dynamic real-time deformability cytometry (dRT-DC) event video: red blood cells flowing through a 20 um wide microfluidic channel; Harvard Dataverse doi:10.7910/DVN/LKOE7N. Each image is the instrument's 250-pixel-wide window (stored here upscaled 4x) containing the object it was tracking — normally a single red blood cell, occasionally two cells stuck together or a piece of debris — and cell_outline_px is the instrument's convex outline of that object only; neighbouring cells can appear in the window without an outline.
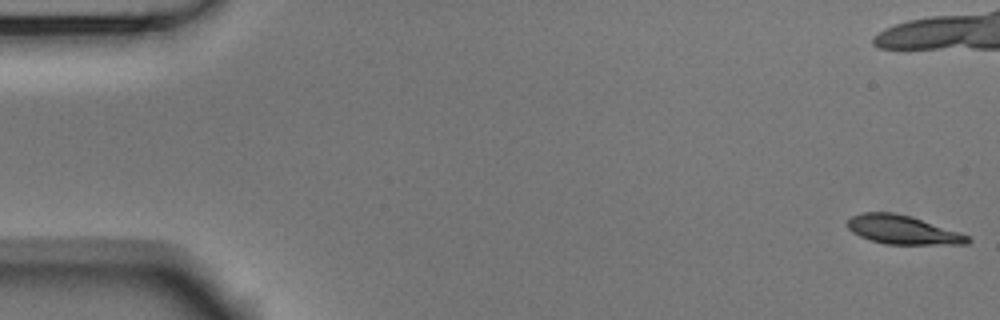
{"species": "Egyptian fruit bat (a non-hibernating species)", "species_latin": "Rousettus aegyptiacus", "temperature_condition": "room temperature", "stored_images_in_passage": 55, "camera_frame_rate_fps": 3000, "um_per_image_px": 0.085, "animal": {"sex": "male"}, "frame": {"image": 1, "passage_image": 1, "time_ms": 0.0, "image_size_px": [1000, 320], "cell_outline_px": [[972, 240], [968, 244], [884, 244], [868, 240], [852, 232], [848, 228], [848, 220], [852, 216], [860, 212], [892, 212], [908, 216], [960, 232], [968, 236]], "centroid_in_image_um": [76.7, 19.54], "position_along_channel_um": 8.3, "area_um2": 20.0}, "authors_computed_cell_mechanics": {"area_um2": 21.0392, "velocity_mm_per_s": 3.7149, "shape_relaxation_time_tau1_ms": 4.151, "shape_relaxation_time_tau2_ms": 2.6542, "deformation_change_tau1": 0.1386, "deformation_change_tau2": 0.0658}}